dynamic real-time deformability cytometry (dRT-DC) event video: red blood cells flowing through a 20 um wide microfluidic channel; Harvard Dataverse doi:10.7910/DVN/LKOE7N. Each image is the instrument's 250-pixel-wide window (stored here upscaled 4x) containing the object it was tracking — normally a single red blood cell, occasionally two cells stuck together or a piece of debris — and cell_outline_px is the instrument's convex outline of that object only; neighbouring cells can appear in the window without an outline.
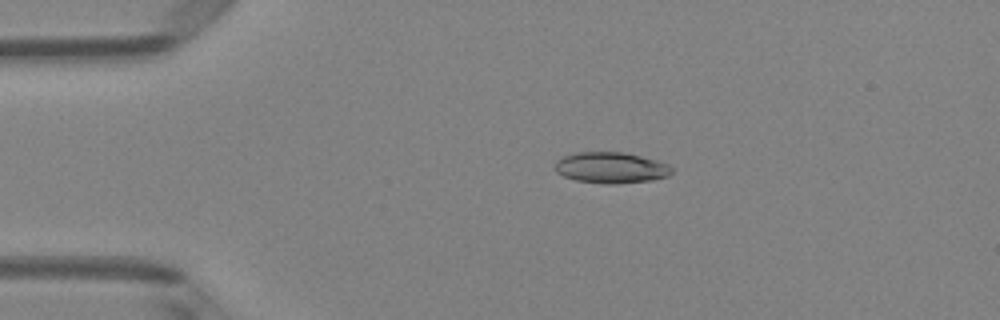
{"species": "Egyptian fruit bat (a non-hibernating species)", "species_latin": "Rousettus aegyptiacus", "temperature_condition": "room temperature", "stored_images_in_passage": 4, "camera_frame_rate_fps": 3000, "um_per_image_px": 0.085, "animal": {"sex": "female"}, "frame": {"image": 1, "passage_image": 3, "time_ms": 0.667, "image_size_px": [1000, 320], "cell_outline_px": [[672, 172], [668, 176], [652, 180], [616, 184], [604, 184], [576, 180], [564, 176], [556, 172], [556, 160], [564, 156], [580, 152], [624, 152], [656, 160], [668, 164], [672, 168]], "centroid_in_image_um": [51.95, 14.26], "position_along_channel_um": 33.1, "area_um2": 21.04}}